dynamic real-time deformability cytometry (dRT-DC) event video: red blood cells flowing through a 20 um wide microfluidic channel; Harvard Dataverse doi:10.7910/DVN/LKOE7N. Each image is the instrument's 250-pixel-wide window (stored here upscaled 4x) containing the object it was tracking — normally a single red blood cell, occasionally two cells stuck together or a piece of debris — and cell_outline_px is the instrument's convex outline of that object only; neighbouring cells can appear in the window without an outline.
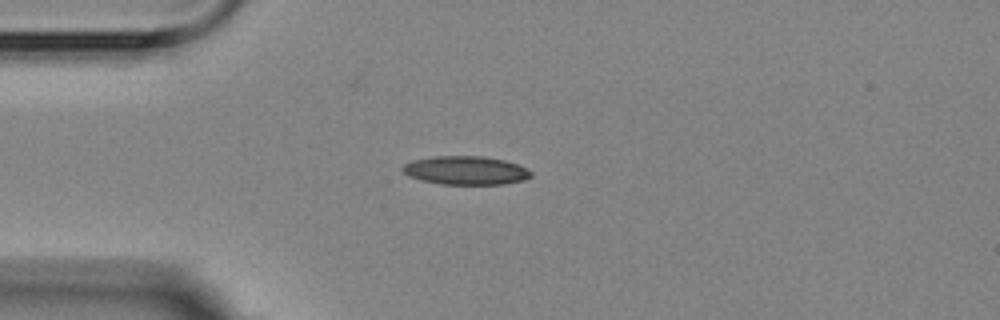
{"species": "Egyptian fruit bat (a non-hibernating species)", "species_latin": "Rousettus aegyptiacus", "temperature_condition": "room temperature", "stored_images_in_passage": 4, "camera_frame_rate_fps": 3000, "um_per_image_px": 0.085, "animal": {"sex": "female"}, "frame": {"image": 1, "passage_image": 2, "time_ms": 1.333, "image_size_px": [1000, 320], "cell_outline_px": [[532, 176], [524, 180], [504, 184], [440, 184], [420, 180], [404, 172], [400, 168], [404, 164], [412, 160], [432, 156], [484, 156], [504, 160], [516, 164], [532, 172]], "centroid_in_image_um": [39.57, 14.48], "position_along_channel_um": 45.4, "area_um2": 21.33}}
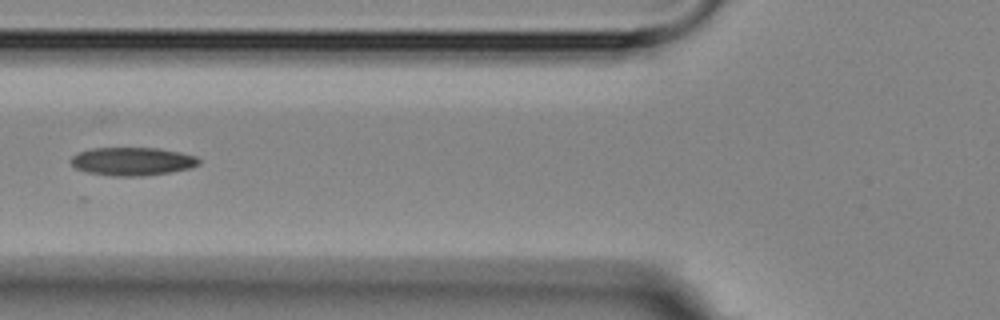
{"frame": {"image": 2, "passage_image": 4, "time_ms": 3.667, "image_size_px": [1000, 320], "cell_outline_px": [[200, 164], [192, 168], [144, 176], [116, 176], [88, 172], [76, 168], [72, 164], [72, 156], [76, 152], [92, 148], [160, 148], [180, 152], [196, 156], [200, 160]], "centroid_in_image_um": [11.28, 13.71], "position_along_channel_um": 114.5, "area_um2": 21.04}}